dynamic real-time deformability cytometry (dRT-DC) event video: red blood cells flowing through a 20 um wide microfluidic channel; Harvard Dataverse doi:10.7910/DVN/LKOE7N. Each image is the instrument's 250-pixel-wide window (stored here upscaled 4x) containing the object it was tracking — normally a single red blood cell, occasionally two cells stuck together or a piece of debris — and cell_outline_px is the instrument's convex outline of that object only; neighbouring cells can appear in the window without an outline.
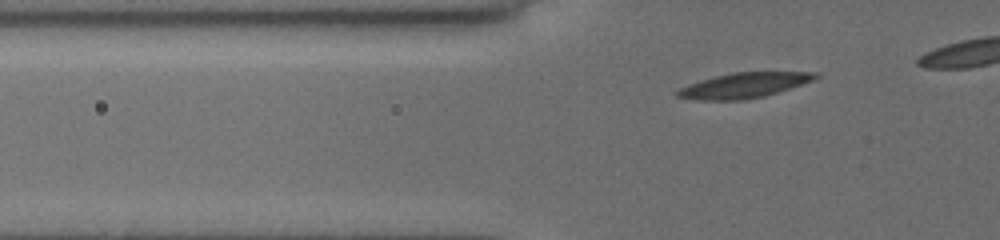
{"species": "common noctule bat (a hibernating species)", "species_latin": "Nyctalus noctula", "temperature_condition": "cold", "stored_images_in_passage": 35, "camera_frame_rate_fps": 3000, "um_per_image_px": 0.085, "animal": {"sex": "female", "body_mass_g": 19.5, "forearm_length_mm": 54.1}, "frame": {"image": 1, "passage_image": 6, "time_ms": 1.667, "image_size_px": [1000, 240], "cell_outline_px": [[820, 76], [812, 80], [764, 96], [740, 100], [700, 100], [676, 96], [676, 92], [680, 88], [688, 84], [700, 80], [732, 72], [820, 72]], "centroid_in_image_um": [63.21, 7.24], "position_along_channel_um": 62.6, "area_um2": 19.88}}
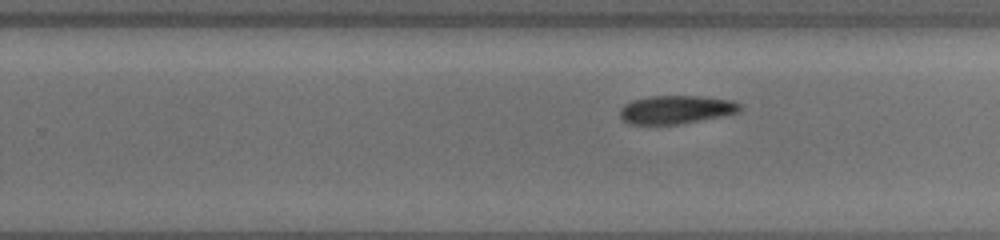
{"frame": {"image": 2, "passage_image": 23, "time_ms": 7.333, "image_size_px": [1000, 240], "cell_outline_px": [[740, 112], [676, 124], [632, 124], [624, 120], [620, 116], [620, 108], [624, 104], [632, 100], [648, 96], [704, 96], [732, 100], [740, 104]], "centroid_in_image_um": [57.44, 9.29], "position_along_channel_um": 272.4, "area_um2": 19.59}}
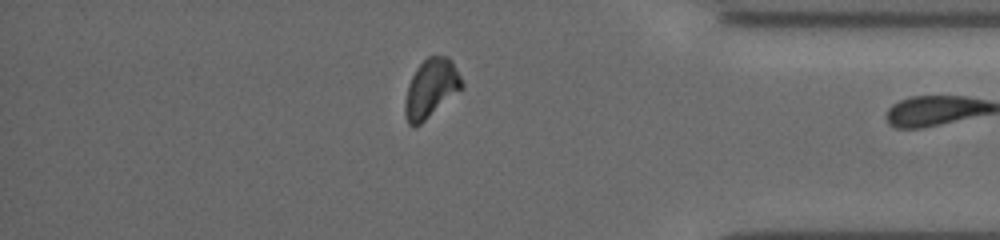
{"frame": {"image": 3, "passage_image": 34, "time_ms": 11.0, "image_size_px": [1000, 240], "cell_outline_px": [[464, 84], [460, 88], [420, 124], [412, 128], [408, 124], [404, 112], [404, 104], [408, 84], [416, 68], [428, 56], [448, 56], [452, 60]], "centroid_in_image_um": [36.59, 7.49], "position_along_channel_um": 398.6, "area_um2": 18.96}}